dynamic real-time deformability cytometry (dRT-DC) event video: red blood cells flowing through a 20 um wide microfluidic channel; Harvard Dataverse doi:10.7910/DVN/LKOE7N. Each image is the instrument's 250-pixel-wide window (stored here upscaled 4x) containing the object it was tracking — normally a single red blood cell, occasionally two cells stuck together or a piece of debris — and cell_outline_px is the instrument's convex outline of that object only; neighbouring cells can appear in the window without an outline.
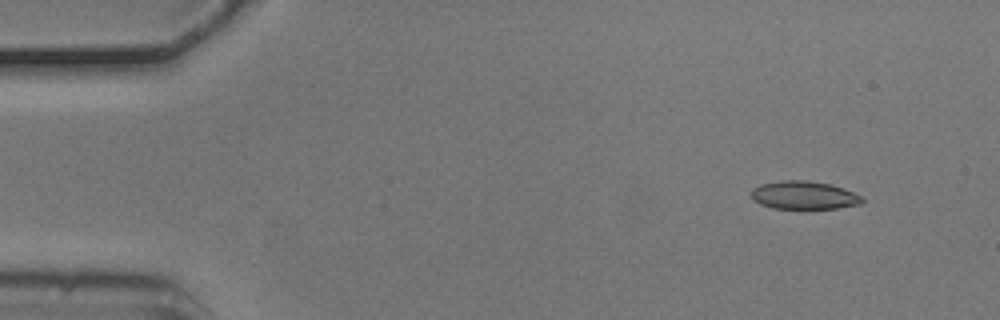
{"species": "common noctule bat (a hibernating species)", "species_latin": "Nyctalus noctula", "temperature_condition": "cold", "stored_images_in_passage": 3, "segment_of_instrument_passage": [2, 2], "camera_frame_rate_fps": 3000, "um_per_image_px": 0.085, "animal": {"sex": "male", "body_mass_g": 20.5, "forearm_length_mm": 52.5}, "frame": {"image": 1, "passage_image": 3, "time_ms": 0.667, "image_size_px": [1000, 320], "cell_outline_px": [[864, 200], [860, 204], [836, 208], [804, 212], [772, 208], [760, 204], [752, 200], [752, 188], [760, 184], [784, 180], [804, 180], [832, 184], [844, 188], [864, 196]], "centroid_in_image_um": [68.35, 16.64], "position_along_channel_um": 16.6, "area_um2": 19.19}}